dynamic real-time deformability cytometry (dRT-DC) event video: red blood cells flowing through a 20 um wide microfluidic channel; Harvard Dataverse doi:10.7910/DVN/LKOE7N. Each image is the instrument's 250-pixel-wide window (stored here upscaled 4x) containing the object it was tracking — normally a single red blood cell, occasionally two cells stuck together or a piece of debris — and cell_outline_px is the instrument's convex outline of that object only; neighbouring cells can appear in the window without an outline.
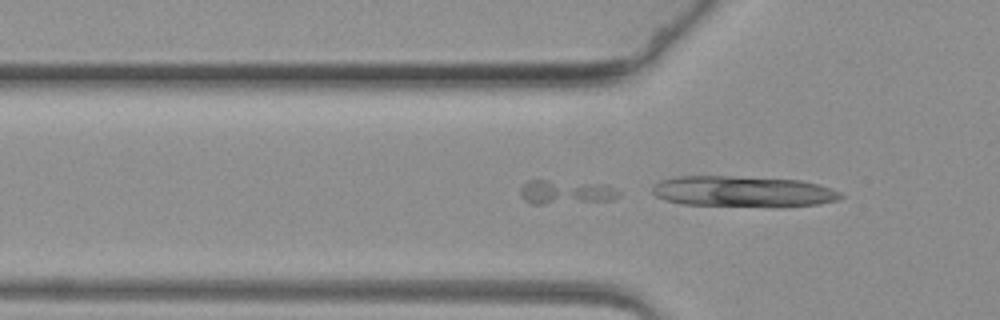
{"species": "common noctule bat (a hibernating species)", "species_latin": "Nyctalus noctula", "temperature_condition": "warm", "stored_images_in_passage": 52, "camera_frame_rate_fps": 3000, "um_per_image_px": 0.085, "animal": {"sex": "female", "body_mass_g": 19.3, "forearm_length_mm": 54.1}, "frame": {"image": 1, "passage_image": 20, "time_ms": 6.333, "image_size_px": [1000, 320], "cell_outline_px": [[620, 196], [612, 200], [544, 204], [532, 204], [524, 200], [520, 196], [520, 188], [528, 180], [548, 180], [604, 184], [616, 188], [620, 192]], "centroid_in_image_um": [48.09, 16.33], "position_along_channel_um": 77.7, "area_um2": 13.87}}
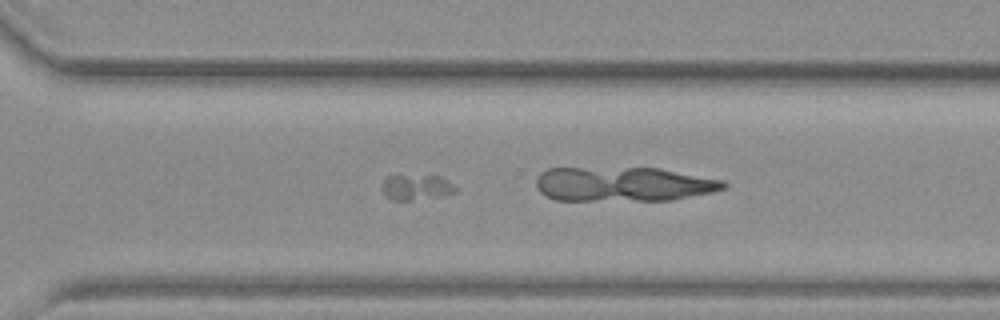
{"frame": {"image": 2, "passage_image": 43, "time_ms": 14.0, "image_size_px": [1000, 320], "cell_outline_px": [[460, 188], [456, 192], [444, 196], [408, 200], [392, 200], [380, 188], [380, 184], [388, 176], [440, 176], [448, 180]], "centroid_in_image_um": [35.44, 15.92], "position_along_channel_um": 335.2, "area_um2": 10.98}}
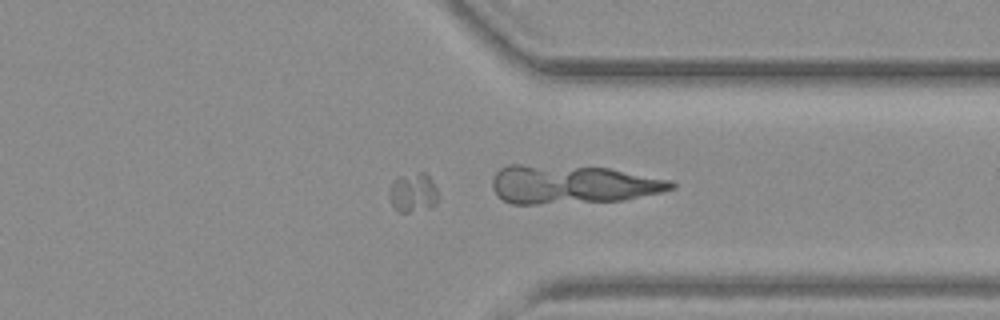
{"frame": {"image": 3, "passage_image": 47, "time_ms": 15.333, "image_size_px": [1000, 320], "cell_outline_px": [[436, 204], [428, 208], [408, 212], [400, 212], [392, 204], [388, 196], [388, 192], [392, 180], [400, 176], [420, 172], [424, 172], [432, 180], [436, 188]], "centroid_in_image_um": [35.07, 16.36], "position_along_channel_um": 376.3, "area_um2": 11.04}}